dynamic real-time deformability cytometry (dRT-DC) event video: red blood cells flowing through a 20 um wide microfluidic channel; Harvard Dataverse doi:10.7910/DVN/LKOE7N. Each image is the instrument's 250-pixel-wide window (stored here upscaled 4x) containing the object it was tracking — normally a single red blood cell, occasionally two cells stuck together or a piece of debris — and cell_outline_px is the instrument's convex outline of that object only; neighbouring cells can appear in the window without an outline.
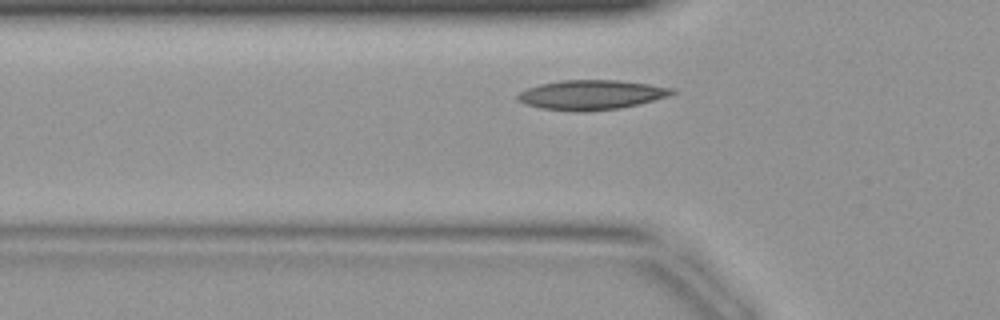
{"species": "common noctule bat (a hibernating species)", "species_latin": "Nyctalus noctula", "temperature_condition": "warm", "stored_images_in_passage": 34, "camera_frame_rate_fps": 3000, "um_per_image_px": 0.085, "animal": {"sex": "female", "body_mass_g": 19.9}, "frame": {"image": 1, "passage_image": 6, "time_ms": 1.667, "image_size_px": [1000, 320], "cell_outline_px": [[676, 92], [672, 96], [640, 104], [620, 108], [584, 112], [572, 112], [540, 108], [524, 104], [516, 100], [516, 96], [520, 92], [528, 88], [540, 84], [560, 80], [616, 80], [648, 84], [676, 88]], "centroid_in_image_um": [50.29, 8.07], "position_along_channel_um": 75.5, "area_um2": 27.11}}
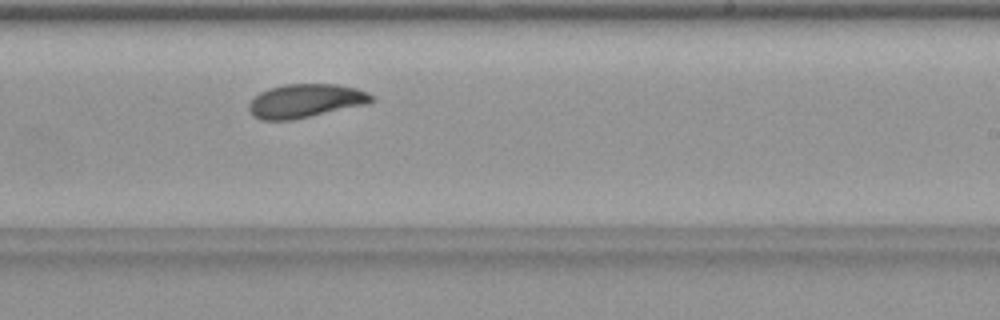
{"frame": {"image": 2, "passage_image": 18, "time_ms": 5.667, "image_size_px": [1000, 320], "cell_outline_px": [[376, 100], [372, 104], [292, 120], [260, 120], [252, 116], [248, 108], [248, 104], [260, 92], [268, 88], [284, 84], [336, 84], [356, 88], [368, 92]], "centroid_in_image_um": [26.01, 8.58], "position_along_channel_um": 263.0, "area_um2": 24.51}}
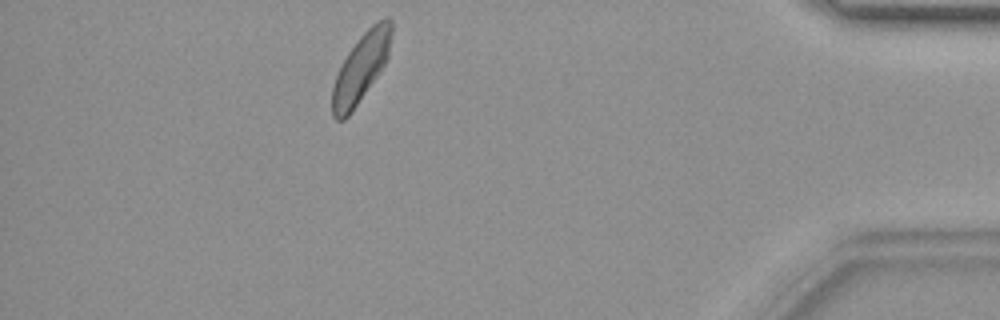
{"frame": {"image": 3, "passage_image": 30, "time_ms": 9.667, "image_size_px": [1000, 320], "cell_outline_px": [[392, 32], [388, 56], [384, 64], [376, 76], [348, 116], [344, 120], [336, 120], [332, 116], [332, 88], [336, 76], [348, 52], [360, 36], [376, 20], [388, 16], [392, 20]], "centroid_in_image_um": [30.68, 5.72], "position_along_channel_um": 404.5, "area_um2": 23.18}}